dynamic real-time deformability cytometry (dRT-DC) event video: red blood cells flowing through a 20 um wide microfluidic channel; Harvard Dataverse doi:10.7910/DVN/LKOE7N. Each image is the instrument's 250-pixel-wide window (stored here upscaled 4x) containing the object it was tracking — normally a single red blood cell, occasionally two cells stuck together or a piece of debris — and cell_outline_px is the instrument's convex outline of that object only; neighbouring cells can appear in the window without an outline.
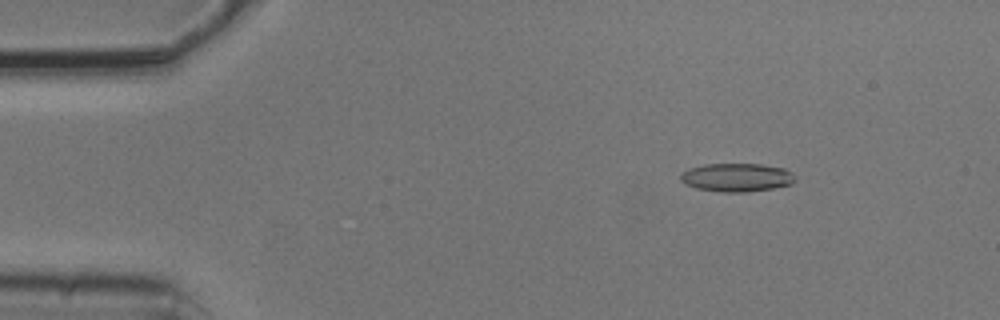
{"species": "common noctule bat (a hibernating species)", "species_latin": "Nyctalus noctula", "temperature_condition": "cold", "stored_images_in_passage": 9, "camera_frame_rate_fps": 3000, "um_per_image_px": 0.085, "animal": {"sex": "male", "body_mass_g": 20.5, "forearm_length_mm": 52.5}, "frame": {"image": 1, "passage_image": 3, "time_ms": 0.667, "image_size_px": [1000, 320], "cell_outline_px": [[796, 180], [792, 184], [772, 188], [748, 192], [720, 192], [696, 188], [684, 184], [680, 180], [680, 172], [688, 168], [704, 164], [760, 164], [784, 168], [792, 172], [796, 176]], "centroid_in_image_um": [62.6, 15.08], "position_along_channel_um": 22.4, "area_um2": 19.25}}
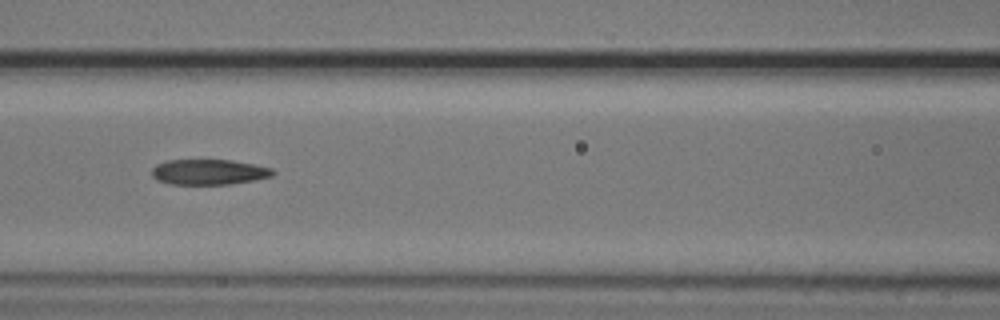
{"frame": {"image": 2, "passage_image": 7, "time_ms": 2.0, "image_size_px": [1000, 320], "cell_outline_px": [[276, 172], [272, 176], [256, 180], [232, 184], [172, 184], [156, 180], [152, 176], [152, 168], [156, 164], [168, 160], [232, 160], [256, 164], [272, 168]], "centroid_in_image_um": [17.78, 14.62], "position_along_channel_um": 148.8, "area_um2": 18.09}}
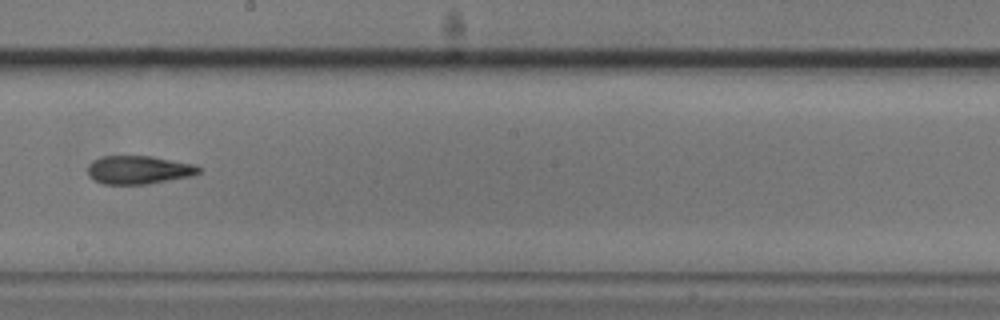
{"frame": {"image": 3, "passage_image": 9, "time_ms": 2.667, "image_size_px": [1000, 320], "cell_outline_px": [[200, 172], [196, 176], [148, 184], [104, 184], [88, 176], [88, 164], [92, 160], [100, 156], [152, 156], [196, 164], [200, 168]], "centroid_in_image_um": [11.83, 14.44], "position_along_channel_um": 236.4, "area_um2": 18.67}}